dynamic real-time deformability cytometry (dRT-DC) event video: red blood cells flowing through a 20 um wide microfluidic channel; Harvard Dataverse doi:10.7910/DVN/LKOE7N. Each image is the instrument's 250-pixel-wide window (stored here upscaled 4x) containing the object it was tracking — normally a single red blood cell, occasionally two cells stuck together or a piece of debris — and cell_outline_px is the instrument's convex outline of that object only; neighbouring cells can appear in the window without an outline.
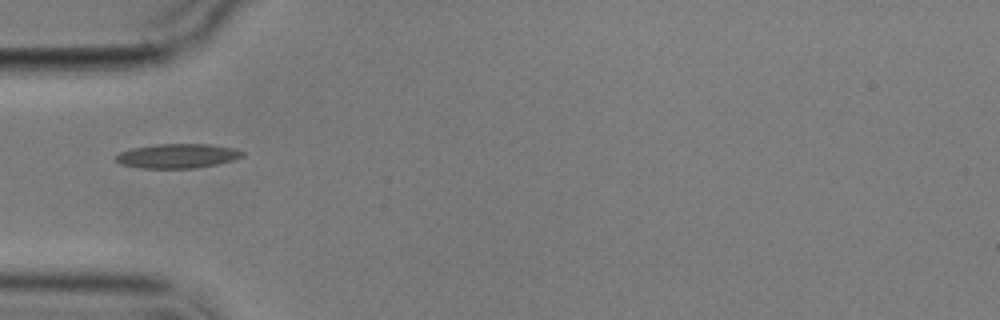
{"species": "common noctule bat (a hibernating species)", "species_latin": "Nyctalus noctula", "temperature_condition": "cold", "stored_images_in_passage": 5, "camera_frame_rate_fps": 3000, "um_per_image_px": 0.085, "animal": {"sex": "male", "body_mass_g": 17.9}, "frame": {"image": 1, "passage_image": 1, "time_ms": 0.0, "image_size_px": [1000, 320], "cell_outline_px": [[244, 156], [232, 160], [216, 164], [196, 168], [144, 168], [120, 164], [116, 160], [116, 156], [120, 152], [132, 148], [156, 144], [208, 144], [236, 148], [244, 152]], "centroid_in_image_um": [15.11, 13.25], "position_along_channel_um": 69.9, "area_um2": 17.92}}
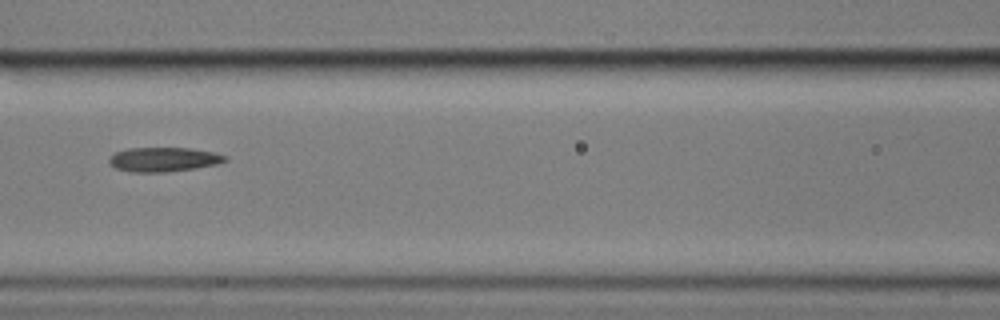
{"frame": {"image": 2, "passage_image": 3, "time_ms": 2.333, "image_size_px": [1000, 320], "cell_outline_px": [[228, 160], [216, 164], [196, 168], [164, 172], [132, 172], [116, 168], [108, 160], [116, 152], [128, 148], [188, 148], [212, 152], [228, 156]], "centroid_in_image_um": [13.93, 13.55], "position_along_channel_um": 152.7, "area_um2": 16.24}}
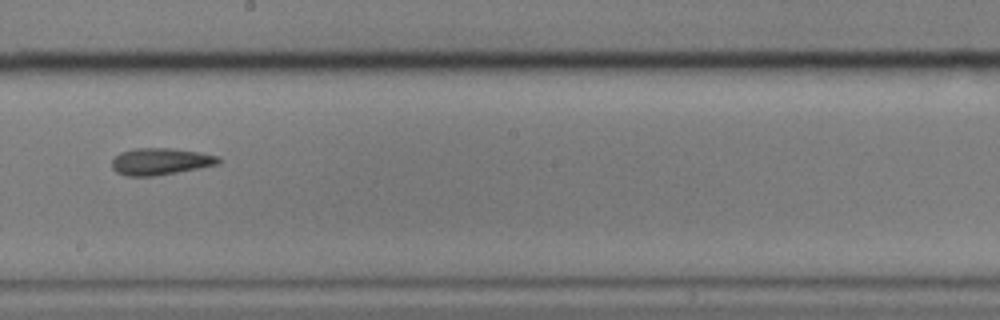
{"frame": {"image": 3, "passage_image": 5, "time_ms": 4.667, "image_size_px": [1000, 320], "cell_outline_px": [[224, 160], [220, 164], [200, 168], [152, 176], [128, 176], [116, 172], [112, 168], [112, 160], [120, 152], [132, 148], [172, 148], [200, 152], [220, 156]], "centroid_in_image_um": [13.68, 13.71], "position_along_channel_um": 234.5, "area_um2": 16.88}}